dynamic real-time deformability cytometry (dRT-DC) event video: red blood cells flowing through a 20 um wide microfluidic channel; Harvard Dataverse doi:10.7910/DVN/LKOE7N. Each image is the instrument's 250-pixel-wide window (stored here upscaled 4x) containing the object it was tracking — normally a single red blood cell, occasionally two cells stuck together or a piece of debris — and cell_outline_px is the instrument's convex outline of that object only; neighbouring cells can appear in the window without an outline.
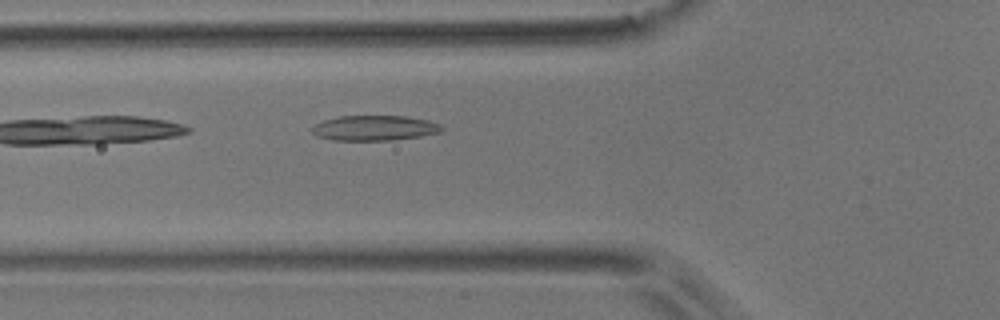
{"species": "common noctule bat (a hibernating species)", "species_latin": "Nyctalus noctula", "temperature_condition": "room temperature", "stored_images_in_passage": 5, "camera_frame_rate_fps": 3000, "um_per_image_px": 0.085, "animal": {"sex": "male", "body_mass_g": 17.9}, "frame": {"image": 1, "passage_image": 5, "time_ms": 1.333, "image_size_px": [1000, 320], "cell_outline_px": [[444, 128], [440, 132], [420, 136], [396, 140], [332, 140], [316, 136], [312, 132], [312, 128], [316, 124], [324, 120], [340, 116], [408, 116], [428, 120], [440, 124]], "centroid_in_image_um": [31.85, 10.88], "position_along_channel_um": 93.9, "area_um2": 19.02}}